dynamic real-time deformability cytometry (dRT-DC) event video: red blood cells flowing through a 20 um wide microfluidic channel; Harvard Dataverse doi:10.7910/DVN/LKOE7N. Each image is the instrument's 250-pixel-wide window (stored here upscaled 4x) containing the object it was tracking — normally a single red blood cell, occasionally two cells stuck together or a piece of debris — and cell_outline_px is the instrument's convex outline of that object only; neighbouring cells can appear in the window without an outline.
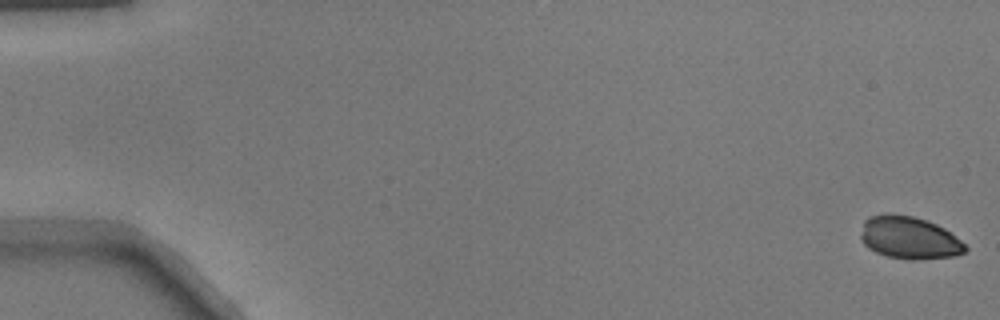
{"species": "common noctule bat (a hibernating species)", "species_latin": "Nyctalus noctula", "temperature_condition": "warm", "stored_images_in_passage": 17, "camera_frame_rate_fps": 3000, "um_per_image_px": 0.085, "animal": {"sex": "male", "body_mass_g": 17.9}, "frame": {"image": 1, "passage_image": 1, "time_ms": 0.0, "image_size_px": [1000, 320], "cell_outline_px": [[968, 248], [964, 252], [956, 256], [916, 260], [912, 260], [888, 256], [876, 252], [868, 248], [864, 244], [860, 236], [864, 220], [868, 216], [912, 216], [936, 224], [944, 228], [960, 240]], "centroid_in_image_um": [77.3, 20.25], "position_along_channel_um": 7.7, "area_um2": 25.32}}
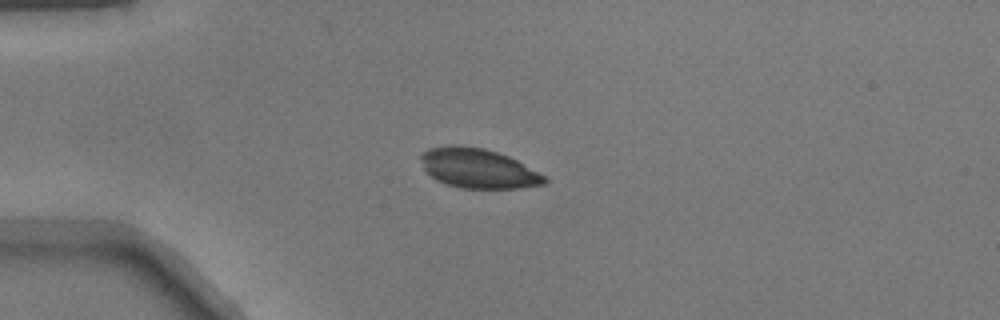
{"frame": {"image": 2, "passage_image": 14, "time_ms": 4.333, "image_size_px": [1000, 320], "cell_outline_px": [[548, 180], [544, 184], [520, 188], [460, 188], [436, 180], [424, 168], [420, 160], [420, 156], [428, 148], [448, 144], [452, 144], [484, 148], [508, 156], [516, 160], [544, 176]], "centroid_in_image_um": [40.61, 14.3], "position_along_channel_um": 44.4, "area_um2": 28.32}}